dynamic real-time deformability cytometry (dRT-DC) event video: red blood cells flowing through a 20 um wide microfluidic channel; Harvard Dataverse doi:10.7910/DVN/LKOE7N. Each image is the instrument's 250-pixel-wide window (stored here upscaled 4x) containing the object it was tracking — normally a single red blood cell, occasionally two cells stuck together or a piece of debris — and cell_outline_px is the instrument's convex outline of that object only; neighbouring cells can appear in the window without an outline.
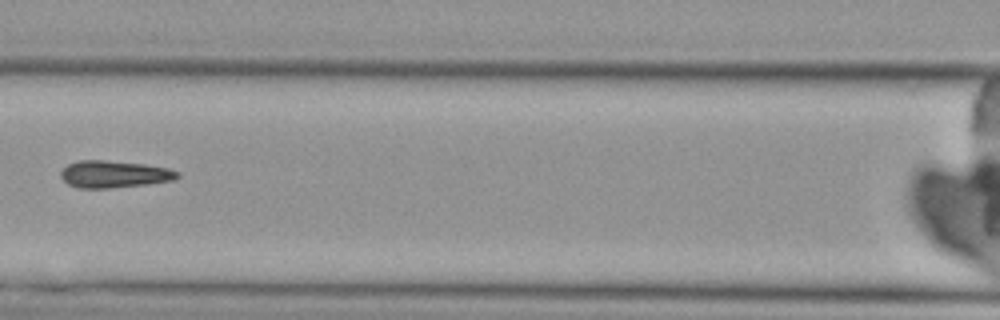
{"species": "Egyptian fruit bat (a non-hibernating species)", "species_latin": "Rousettus aegyptiacus", "temperature_condition": "cold", "stored_images_in_passage": 8, "camera_frame_rate_fps": 3000, "um_per_image_px": 0.085, "animal": {"sex": "female"}, "frame": {"image": 1, "passage_image": 6, "time_ms": 6.0, "image_size_px": [1000, 320], "cell_outline_px": [[180, 176], [176, 180], [148, 184], [108, 188], [80, 188], [68, 184], [60, 176], [60, 172], [68, 164], [80, 160], [104, 160], [144, 164], [168, 168], [180, 172]], "centroid_in_image_um": [9.73, 14.81], "position_along_channel_um": 156.9, "area_um2": 18.44}}
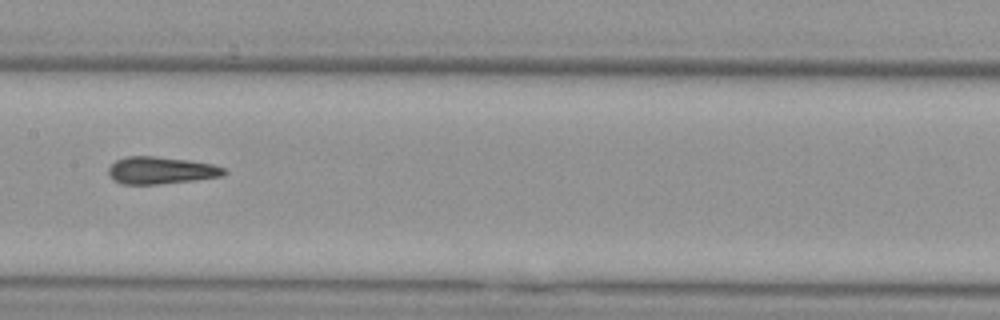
{"frame": {"image": 2, "passage_image": 7, "time_ms": 7.0, "image_size_px": [1000, 320], "cell_outline_px": [[228, 172], [224, 176], [196, 180], [160, 184], [124, 184], [112, 180], [108, 172], [108, 168], [116, 160], [124, 156], [156, 156], [188, 160], [212, 164], [224, 168]], "centroid_in_image_um": [13.68, 14.48], "position_along_channel_um": 193.7, "area_um2": 18.5}}
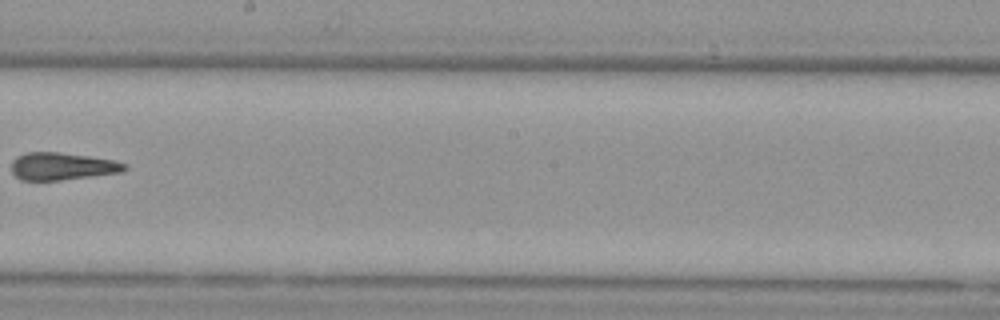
{"frame": {"image": 3, "passage_image": 8, "time_ms": 8.333, "image_size_px": [1000, 320], "cell_outline_px": [[128, 168], [124, 172], [60, 180], [20, 180], [12, 172], [12, 160], [16, 156], [24, 152], [56, 152], [88, 156], [116, 160], [128, 164]], "centroid_in_image_um": [5.31, 14.13], "position_along_channel_um": 242.9, "area_um2": 18.26}}